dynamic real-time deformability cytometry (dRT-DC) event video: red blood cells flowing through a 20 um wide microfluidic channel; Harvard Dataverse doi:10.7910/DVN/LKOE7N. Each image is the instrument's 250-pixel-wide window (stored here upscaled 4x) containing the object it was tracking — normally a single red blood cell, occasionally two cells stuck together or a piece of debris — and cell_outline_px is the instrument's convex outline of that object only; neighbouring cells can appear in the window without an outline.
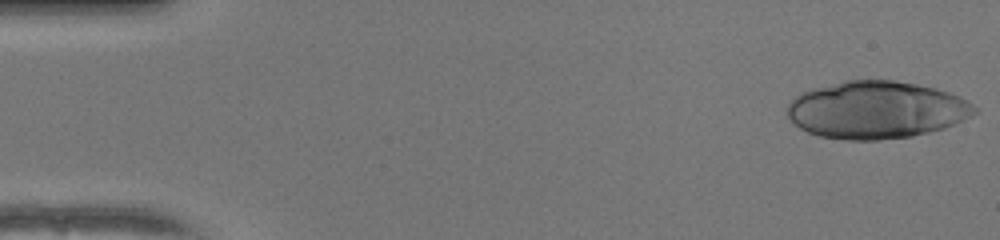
{"species": "human", "species_latin": "Homo sapiens", "temperature_condition": "warm", "stored_images_in_passage": 18, "camera_frame_rate_fps": 3000, "um_per_image_px": 0.085, "donor": {"sex": "female"}, "frame": {"image": 1, "passage_image": 1, "time_ms": 0.0, "image_size_px": [1000, 240], "cell_outline_px": [[980, 112], [964, 120], [944, 128], [912, 136], [880, 140], [844, 140], [820, 136], [808, 132], [800, 128], [784, 112], [784, 108], [800, 92], [812, 88], [844, 80], [896, 80], [936, 88], [960, 96], [968, 100]], "centroid_in_image_um": [74.49, 9.33], "position_along_channel_um": 10.5, "area_um2": 63.18}}